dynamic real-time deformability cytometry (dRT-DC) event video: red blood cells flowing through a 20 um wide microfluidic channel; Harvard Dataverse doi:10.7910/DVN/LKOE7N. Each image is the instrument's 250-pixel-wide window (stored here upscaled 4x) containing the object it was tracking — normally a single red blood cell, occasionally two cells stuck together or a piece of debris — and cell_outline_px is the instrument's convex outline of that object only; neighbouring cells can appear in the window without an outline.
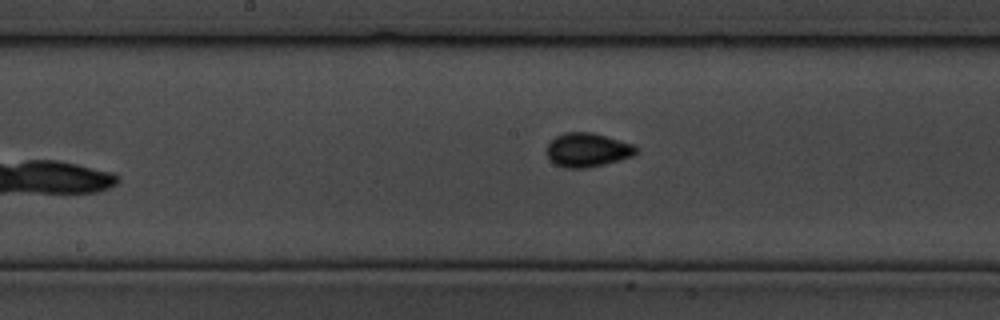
{"species": "common noctule bat (a hibernating species)", "species_latin": "Nyctalus noctula", "temperature_condition": "cold", "stored_images_in_passage": 10, "camera_frame_rate_fps": 3000, "um_per_image_px": 0.085, "animal": {"sex": "male", "body_mass_g": 19.5, "forearm_length_mm": 54.6}, "frame": {"image": 1, "passage_image": 10, "time_ms": 3.0, "image_size_px": [1000, 320], "cell_outline_px": [[640, 148], [632, 156], [604, 164], [588, 168], [564, 168], [548, 160], [544, 152], [548, 144], [556, 136], [564, 132], [592, 132], [632, 144]], "centroid_in_image_um": [49.88, 12.75], "position_along_channel_um": 198.3, "area_um2": 17.8}}